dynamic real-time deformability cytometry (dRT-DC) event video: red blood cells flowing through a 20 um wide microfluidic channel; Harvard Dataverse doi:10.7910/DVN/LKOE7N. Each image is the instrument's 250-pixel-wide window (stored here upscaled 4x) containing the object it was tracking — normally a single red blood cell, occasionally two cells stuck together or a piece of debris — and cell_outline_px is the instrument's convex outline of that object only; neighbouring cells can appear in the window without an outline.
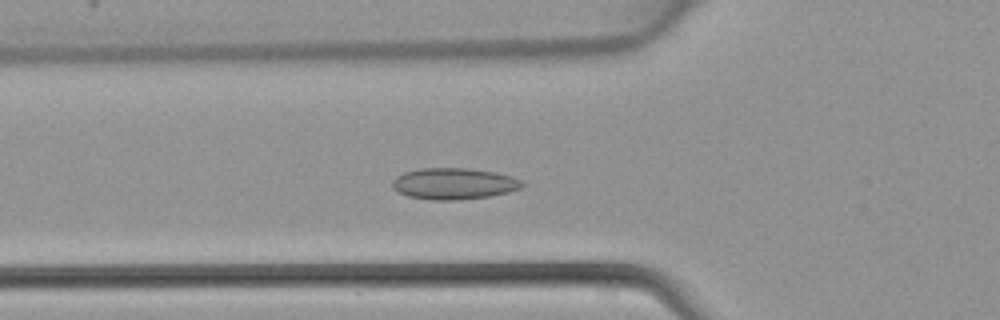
{"species": "common noctule bat (a hibernating species)", "species_latin": "Nyctalus noctula", "temperature_condition": "warm", "stored_images_in_passage": 45, "camera_frame_rate_fps": 3000, "um_per_image_px": 0.085, "animal": {"sex": "female", "body_mass_g": 22.7, "forearm_length_mm": 54.2}, "frame": {"image": 1, "passage_image": 16, "time_ms": 5.0, "image_size_px": [1000, 320], "cell_outline_px": [[524, 184], [520, 188], [508, 192], [488, 196], [456, 200], [432, 200], [408, 196], [396, 192], [392, 188], [392, 180], [396, 176], [404, 172], [420, 168], [468, 168], [496, 172], [512, 176], [524, 180]], "centroid_in_image_um": [38.56, 15.6], "position_along_channel_um": 87.2, "area_um2": 23.93}}
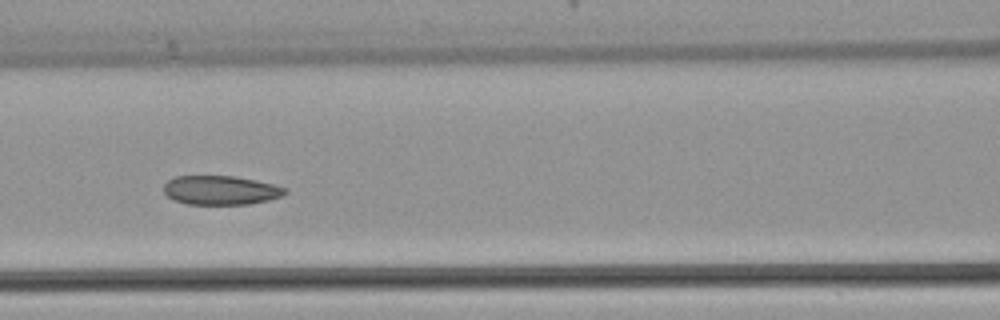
{"frame": {"image": 2, "passage_image": 20, "time_ms": 6.333, "image_size_px": [1000, 320], "cell_outline_px": [[288, 192], [280, 196], [268, 200], [248, 204], [188, 204], [176, 200], [168, 196], [164, 192], [164, 184], [168, 180], [176, 176], [232, 176], [256, 180], [276, 184], [288, 188]], "centroid_in_image_um": [18.79, 16.16], "position_along_channel_um": 147.8, "area_um2": 20.52}}
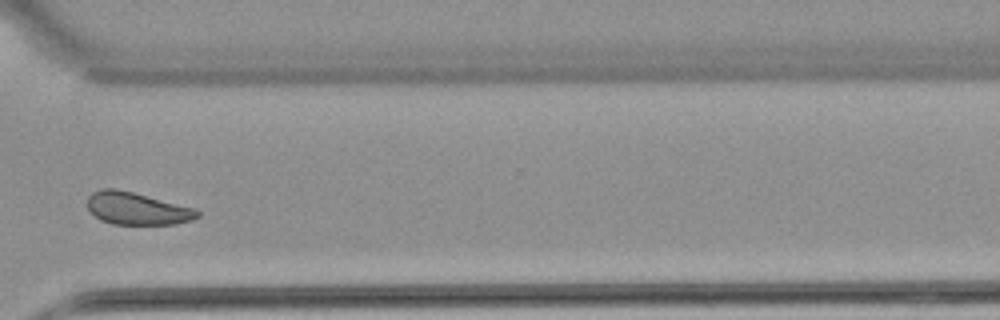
{"frame": {"image": 3, "passage_image": 34, "time_ms": 11.0, "image_size_px": [1000, 320], "cell_outline_px": [[200, 216], [192, 220], [176, 224], [112, 224], [100, 220], [88, 208], [88, 196], [92, 192], [100, 188], [116, 188], [196, 208], [200, 212]], "centroid_in_image_um": [11.66, 17.72], "position_along_channel_um": 358.9, "area_um2": 20.81}}